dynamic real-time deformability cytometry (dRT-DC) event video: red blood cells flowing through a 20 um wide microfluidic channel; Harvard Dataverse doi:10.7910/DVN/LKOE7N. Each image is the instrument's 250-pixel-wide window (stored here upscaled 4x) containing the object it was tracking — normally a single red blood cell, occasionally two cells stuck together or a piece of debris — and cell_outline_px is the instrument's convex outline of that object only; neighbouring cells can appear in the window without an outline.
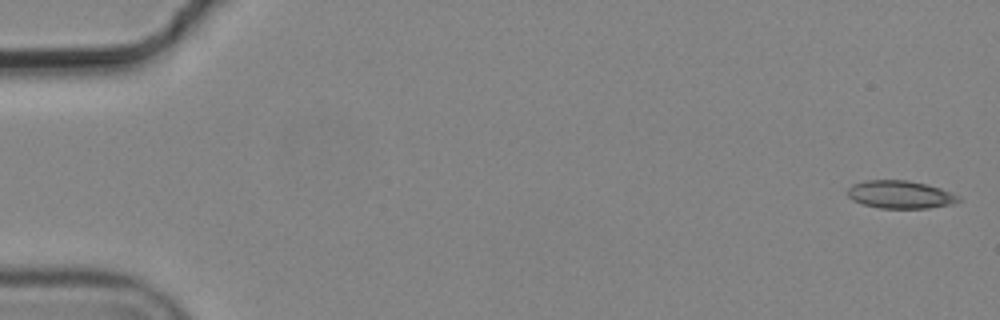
{"species": "common noctule bat (a hibernating species)", "species_latin": "Nyctalus noctula", "temperature_condition": "cold", "stored_images_in_passage": 6, "camera_frame_rate_fps": 3000, "um_per_image_px": 0.085, "animal": {"sex": "male", "body_mass_g": 19.2, "forearm_length_mm": 51.8}, "frame": {"image": 1, "passage_image": 1, "time_ms": 0.0, "image_size_px": [1000, 320], "cell_outline_px": [[960, 200], [952, 204], [928, 208], [880, 208], [864, 204], [852, 200], [848, 196], [848, 188], [852, 184], [868, 180], [908, 180], [940, 188], [952, 192], [960, 196]], "centroid_in_image_um": [76.53, 16.53], "position_along_channel_um": 8.5, "area_um2": 17.92}}
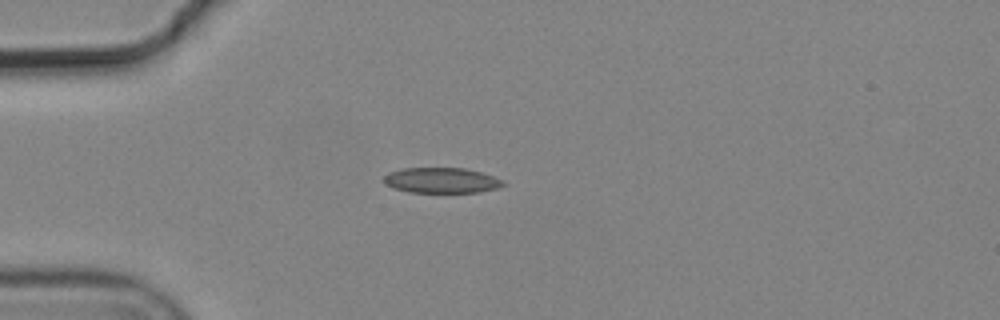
{"frame": {"image": 2, "passage_image": 5, "time_ms": 1.333, "image_size_px": [1000, 320], "cell_outline_px": [[508, 184], [500, 188], [480, 192], [408, 192], [392, 188], [384, 184], [384, 176], [388, 172], [404, 168], [464, 168], [480, 172], [504, 180]], "centroid_in_image_um": [37.54, 15.34], "position_along_channel_um": 47.5, "area_um2": 17.86}}
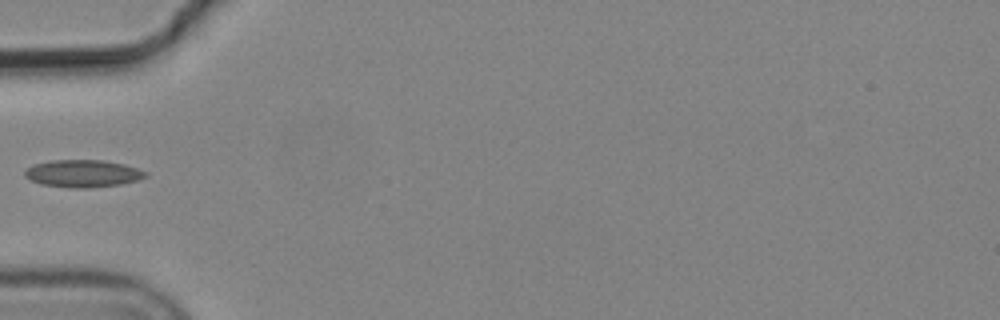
{"frame": {"image": 3, "passage_image": 6, "time_ms": 1.667, "image_size_px": [1000, 320], "cell_outline_px": [[148, 176], [136, 180], [120, 184], [92, 188], [68, 188], [40, 184], [24, 176], [24, 168], [32, 164], [52, 160], [104, 160], [124, 164], [148, 172]], "centroid_in_image_um": [7.01, 14.75], "position_along_channel_um": 78.0, "area_um2": 19.48}}